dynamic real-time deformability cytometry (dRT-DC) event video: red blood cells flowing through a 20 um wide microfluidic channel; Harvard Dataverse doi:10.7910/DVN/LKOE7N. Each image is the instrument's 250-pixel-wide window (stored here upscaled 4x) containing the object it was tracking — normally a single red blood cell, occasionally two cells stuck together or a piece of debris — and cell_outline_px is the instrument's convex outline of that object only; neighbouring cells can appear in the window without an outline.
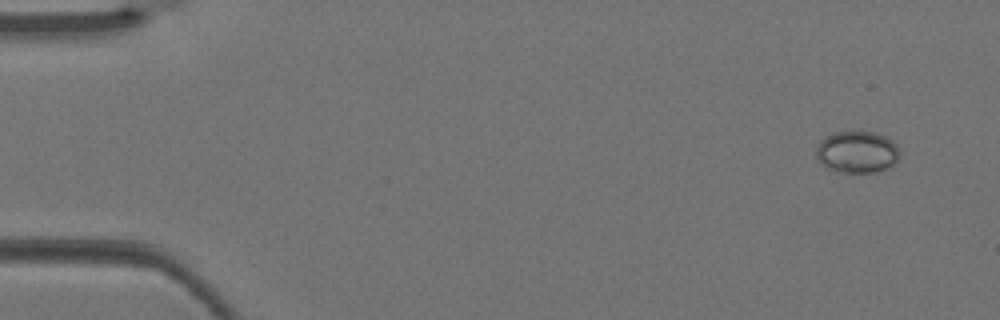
{"species": "Egyptian fruit bat (a non-hibernating species)", "species_latin": "Rousettus aegyptiacus", "temperature_condition": "warm", "stored_images_in_passage": 3, "camera_frame_rate_fps": 3000, "um_per_image_px": 0.085, "animal": {"sex": "female"}, "frame": {"image": 1, "passage_image": 1, "time_ms": 0.0, "image_size_px": [1000, 320], "cell_outline_px": [[900, 156], [896, 164], [888, 168], [876, 172], [836, 172], [828, 168], [816, 160], [816, 148], [820, 140], [836, 132], [860, 128], [876, 132], [892, 140], [900, 148]], "centroid_in_image_um": [72.88, 12.88], "position_along_channel_um": 12.1, "area_um2": 21.21}}
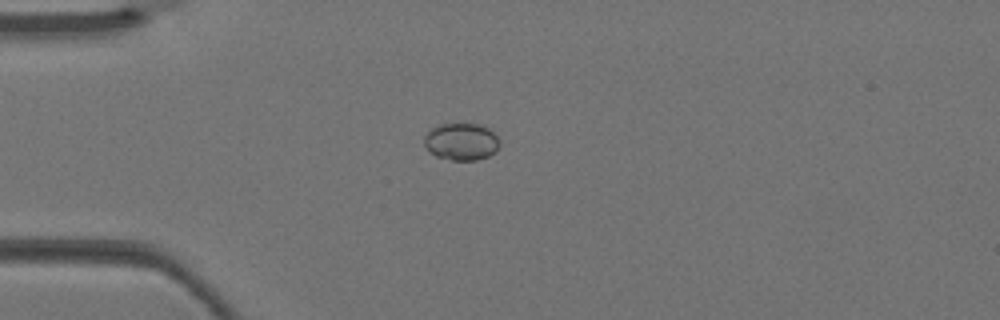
{"frame": {"image": 2, "passage_image": 3, "time_ms": 0.667, "image_size_px": [1000, 320], "cell_outline_px": [[500, 144], [496, 152], [488, 156], [476, 160], [452, 160], [436, 156], [424, 144], [424, 136], [432, 128], [440, 124], [480, 124], [488, 128], [500, 140]], "centroid_in_image_um": [39.24, 12.04], "position_along_channel_um": 45.8, "area_um2": 16.24}}